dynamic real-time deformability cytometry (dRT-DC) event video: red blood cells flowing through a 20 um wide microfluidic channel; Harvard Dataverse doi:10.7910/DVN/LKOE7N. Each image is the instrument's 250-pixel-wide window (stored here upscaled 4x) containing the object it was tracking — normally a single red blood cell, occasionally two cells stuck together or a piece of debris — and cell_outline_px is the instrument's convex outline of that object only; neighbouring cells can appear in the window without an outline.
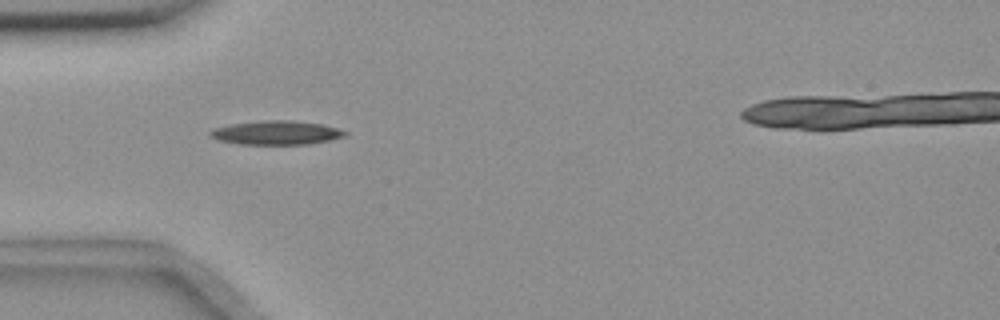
{"species": "common noctule bat (a hibernating species)", "species_latin": "Nyctalus noctula", "temperature_condition": "room temperature", "stored_images_in_passage": 4, "camera_frame_rate_fps": 3000, "um_per_image_px": 0.085, "animal": {"sex": "female", "body_mass_g": 18.4}, "frame": {"image": 1, "passage_image": 3, "time_ms": 2.333, "image_size_px": [1000, 320], "cell_outline_px": [[348, 132], [344, 136], [328, 140], [308, 144], [240, 144], [220, 140], [212, 136], [208, 132], [216, 128], [232, 124], [268, 120], [292, 120], [320, 124], [336, 128]], "centroid_in_image_um": [23.5, 11.28], "position_along_channel_um": 61.5, "area_um2": 18.32}}